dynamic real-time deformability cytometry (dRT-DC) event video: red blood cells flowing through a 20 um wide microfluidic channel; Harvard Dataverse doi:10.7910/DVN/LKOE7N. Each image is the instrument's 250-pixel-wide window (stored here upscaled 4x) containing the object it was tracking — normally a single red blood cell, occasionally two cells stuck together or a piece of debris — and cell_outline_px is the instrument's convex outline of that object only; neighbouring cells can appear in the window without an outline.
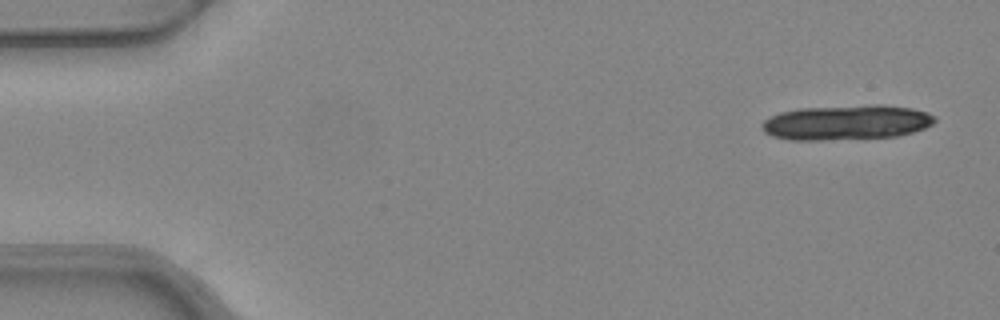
{"species": "common noctule bat (a hibernating species)", "species_latin": "Nyctalus noctula", "temperature_condition": "warm", "stored_images_in_passage": 5, "segment_of_instrument_passage": [2, 2], "camera_frame_rate_fps": 3000, "um_per_image_px": 0.085, "animal": {"sex": "female", "body_mass_g": 24.6, "forearm_length_mm": 56.2}, "frame": {"image": 1, "passage_image": 5, "time_ms": 1.333, "image_size_px": [1000, 320], "cell_outline_px": [[936, 120], [932, 124], [924, 128], [900, 136], [824, 140], [788, 140], [772, 136], [764, 132], [760, 128], [760, 124], [764, 120], [780, 112], [800, 108], [872, 104], [884, 104], [912, 108], [928, 112], [936, 116]], "centroid_in_image_um": [71.95, 10.4], "position_along_channel_um": 13.1, "area_um2": 35.6}}